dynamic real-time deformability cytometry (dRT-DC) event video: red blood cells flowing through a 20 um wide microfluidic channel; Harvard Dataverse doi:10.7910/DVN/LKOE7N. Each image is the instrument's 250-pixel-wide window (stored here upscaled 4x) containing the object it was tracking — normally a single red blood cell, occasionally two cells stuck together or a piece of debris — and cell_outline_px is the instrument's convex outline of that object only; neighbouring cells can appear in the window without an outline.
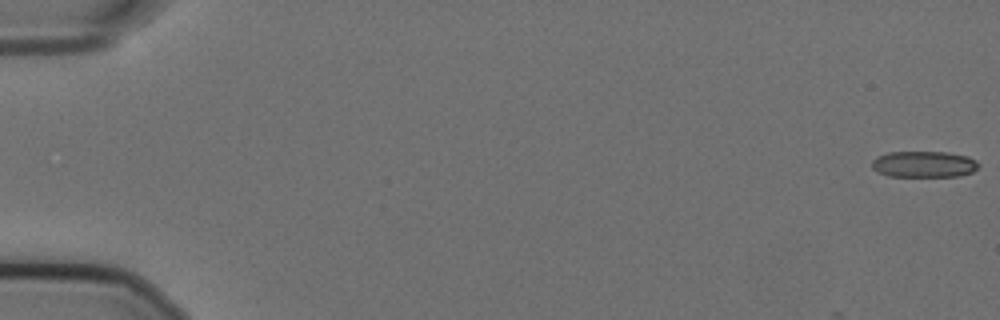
{"species": "Egyptian fruit bat (a non-hibernating species)", "species_latin": "Rousettus aegyptiacus", "temperature_condition": "cold", "stored_images_in_passage": 7, "camera_frame_rate_fps": 3000, "um_per_image_px": 0.085, "animal": {"sex": "female"}, "frame": {"image": 1, "passage_image": 1, "time_ms": 0.0, "image_size_px": [1000, 320], "cell_outline_px": [[980, 164], [972, 172], [960, 176], [888, 176], [872, 168], [872, 160], [876, 156], [888, 152], [944, 152], [968, 156], [976, 160]], "centroid_in_image_um": [78.53, 13.95], "position_along_channel_um": 6.5, "area_um2": 16.3}}